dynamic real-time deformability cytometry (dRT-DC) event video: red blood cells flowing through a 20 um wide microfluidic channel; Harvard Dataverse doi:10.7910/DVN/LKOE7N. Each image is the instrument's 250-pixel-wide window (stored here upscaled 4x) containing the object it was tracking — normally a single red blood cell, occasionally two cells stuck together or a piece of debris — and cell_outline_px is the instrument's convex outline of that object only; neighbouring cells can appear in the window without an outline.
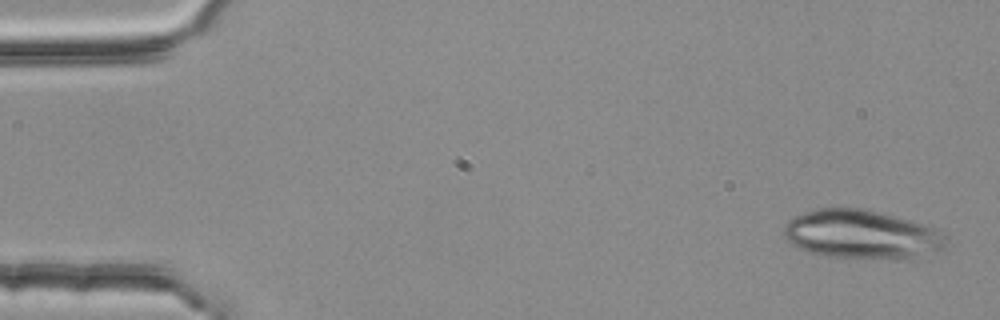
{"species": "common noctule bat (a hibernating species)", "species_latin": "Nyctalus noctula", "temperature_condition": "room temperature", "stored_images_in_passage": 4, "camera_frame_rate_fps": 3000, "um_per_image_px": 0.085, "animal": {"sex": "female", "body_mass_g": 25.1}, "frame": {"image": 1, "passage_image": 1, "time_ms": 0.0, "image_size_px": [1000, 320], "cell_outline_px": [[948, 236], [944, 244], [940, 248], [916, 260], [820, 256], [808, 252], [792, 244], [784, 236], [784, 224], [788, 220], [804, 212], [816, 208], [864, 208], [908, 220], [936, 228], [944, 232]], "centroid_in_image_um": [73.25, 19.94], "position_along_channel_um": 11.8, "area_um2": 46.47}}